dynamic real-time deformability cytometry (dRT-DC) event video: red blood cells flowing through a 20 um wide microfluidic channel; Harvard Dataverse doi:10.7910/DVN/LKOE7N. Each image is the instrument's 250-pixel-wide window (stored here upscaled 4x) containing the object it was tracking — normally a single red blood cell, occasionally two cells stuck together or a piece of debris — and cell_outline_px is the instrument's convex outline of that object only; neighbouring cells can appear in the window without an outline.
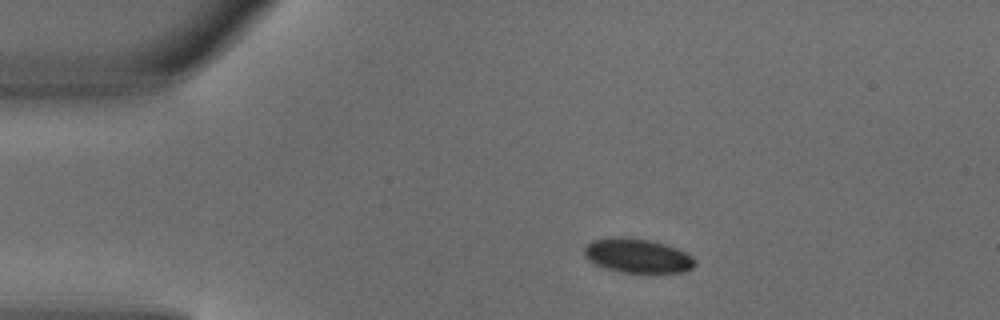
{"species": "common noctule bat (a hibernating species)", "species_latin": "Nyctalus noctula", "temperature_condition": "warm", "stored_images_in_passage": 4, "camera_frame_rate_fps": 3000, "um_per_image_px": 0.085, "animal": {"sex": "male", "body_mass_g": 18.8}, "frame": {"image": 1, "passage_image": 2, "time_ms": 0.333, "image_size_px": [1000, 320], "cell_outline_px": [[696, 264], [692, 268], [684, 272], [620, 272], [604, 268], [588, 260], [584, 256], [584, 248], [592, 240], [608, 236], [620, 236], [648, 240], [664, 244], [676, 248], [692, 256], [696, 260]], "centroid_in_image_um": [54.15, 21.73], "position_along_channel_um": 30.8, "area_um2": 22.14}}
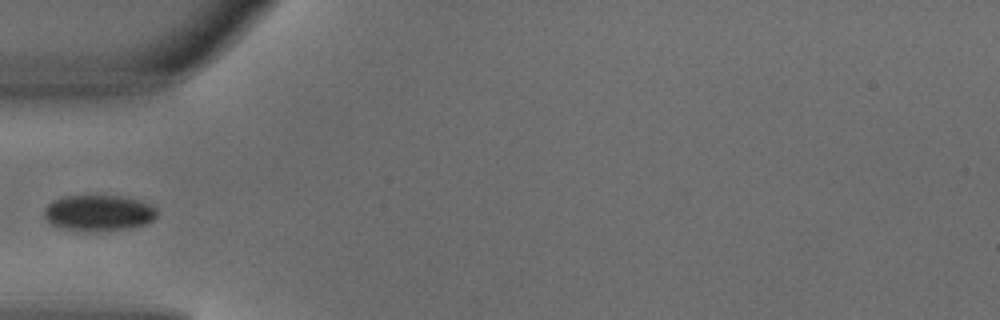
{"frame": {"image": 2, "passage_image": 3, "time_ms": 0.667, "image_size_px": [1000, 320], "cell_outline_px": [[156, 216], [152, 220], [144, 224], [124, 228], [88, 232], [84, 232], [56, 228], [44, 216], [44, 208], [52, 200], [64, 196], [120, 196], [140, 200], [156, 208]], "centroid_in_image_um": [8.32, 18.1], "position_along_channel_um": 76.7, "area_um2": 23.64}}
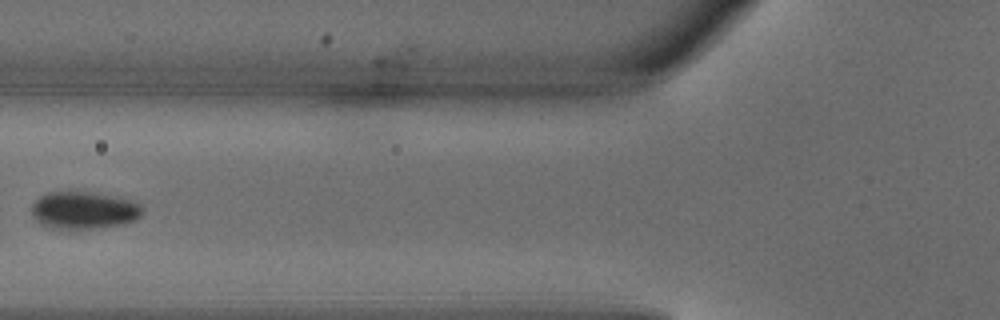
{"frame": {"image": 3, "passage_image": 4, "time_ms": 1.0, "image_size_px": [1000, 320], "cell_outline_px": [[144, 212], [136, 220], [124, 224], [104, 228], [52, 228], [40, 224], [32, 216], [32, 204], [44, 192], [88, 192], [136, 200], [144, 208]], "centroid_in_image_um": [7.17, 17.87], "position_along_channel_um": 118.6, "area_um2": 24.39}}